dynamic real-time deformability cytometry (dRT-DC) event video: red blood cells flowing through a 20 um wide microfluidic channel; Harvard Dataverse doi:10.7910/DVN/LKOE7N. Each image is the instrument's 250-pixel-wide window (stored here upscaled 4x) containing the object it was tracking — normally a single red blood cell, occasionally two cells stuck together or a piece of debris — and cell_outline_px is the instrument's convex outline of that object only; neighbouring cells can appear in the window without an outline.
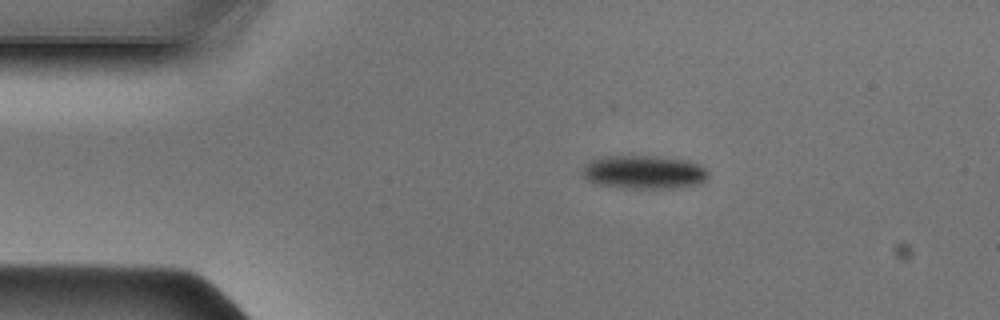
{"species": "Egyptian fruit bat (a non-hibernating species)", "species_latin": "Rousettus aegyptiacus", "temperature_condition": "cold", "stored_images_in_passage": 40, "camera_frame_rate_fps": 3000, "um_per_image_px": 0.085, "animal": {"sex": "male"}, "frame": {"image": 1, "passage_image": 1, "time_ms": 0.0, "image_size_px": [1000, 320], "cell_outline_px": [[708, 180], [700, 184], [672, 188], [620, 188], [600, 184], [588, 180], [584, 176], [584, 164], [588, 160], [600, 156], [656, 156], [688, 160], [700, 164], [708, 172]], "centroid_in_image_um": [54.76, 14.62], "position_along_channel_um": 30.2, "area_um2": 24.8}}
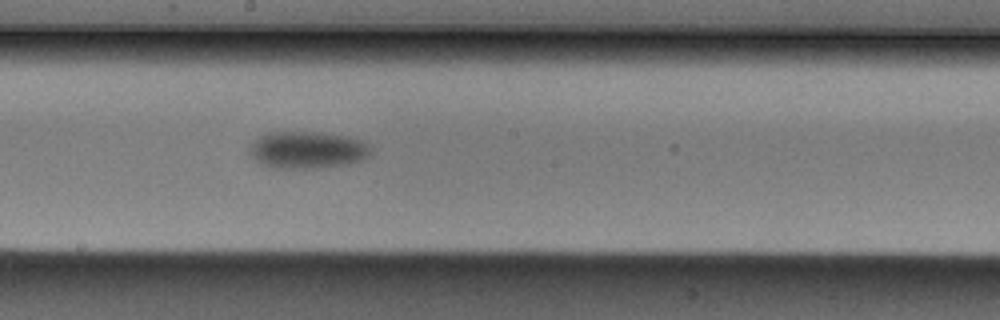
{"frame": {"image": 2, "passage_image": 18, "time_ms": 5.667, "image_size_px": [1000, 320], "cell_outline_px": [[372, 152], [364, 160], [348, 164], [320, 168], [272, 168], [260, 164], [248, 152], [248, 148], [260, 136], [268, 132], [320, 132], [348, 136], [360, 140], [368, 144], [372, 148]], "centroid_in_image_um": [26.15, 12.75], "position_along_channel_um": 222.1, "area_um2": 26.53}}
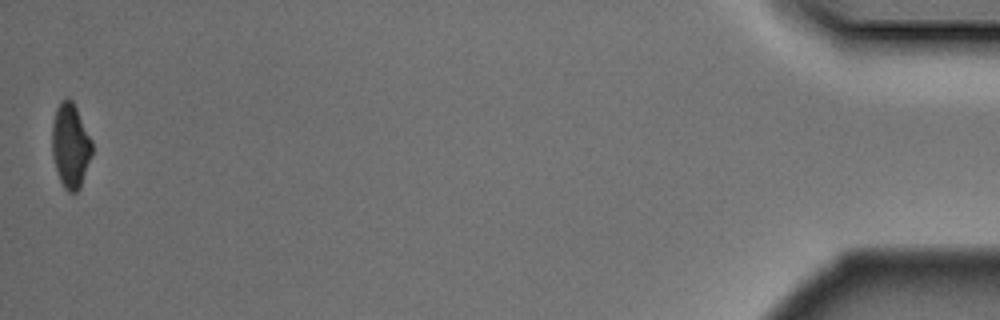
{"frame": {"image": 3, "passage_image": 40, "time_ms": 13.0, "image_size_px": [1000, 320], "cell_outline_px": [[92, 152], [80, 188], [76, 192], [68, 192], [64, 188], [60, 180], [52, 156], [52, 124], [56, 108], [60, 100], [68, 96], [72, 100], [92, 140]], "centroid_in_image_um": [5.97, 12.35], "position_along_channel_um": 429.2, "area_um2": 19.65}}